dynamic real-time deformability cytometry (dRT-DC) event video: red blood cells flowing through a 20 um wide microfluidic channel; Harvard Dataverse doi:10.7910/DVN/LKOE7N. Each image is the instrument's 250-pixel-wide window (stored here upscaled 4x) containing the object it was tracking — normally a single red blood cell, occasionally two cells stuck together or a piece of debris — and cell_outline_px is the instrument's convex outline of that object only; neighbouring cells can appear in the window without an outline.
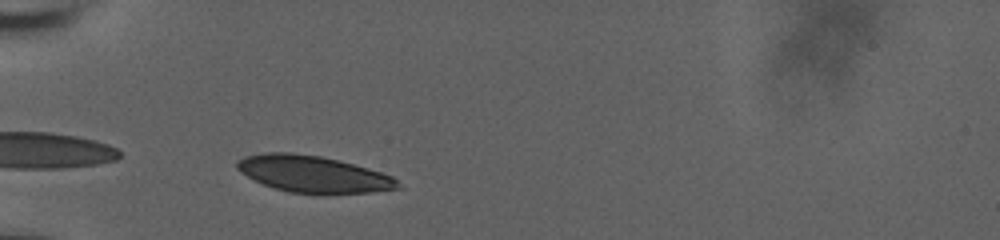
{"species": "human", "species_latin": "Homo sapiens", "temperature_condition": "room temperature", "stored_images_in_passage": 21, "camera_frame_rate_fps": 3000, "um_per_image_px": 0.085, "donor": {"sex": "male"}, "frame": {"image": 1, "passage_image": 1, "time_ms": 0.0, "image_size_px": [1000, 240], "cell_outline_px": [[404, 188], [368, 192], [324, 196], [288, 192], [272, 188], [240, 172], [236, 168], [236, 160], [244, 156], [264, 152], [292, 152], [320, 156], [352, 164], [380, 172], [392, 176]], "centroid_in_image_um": [26.6, 14.83], "position_along_channel_um": 58.4, "area_um2": 34.91}}
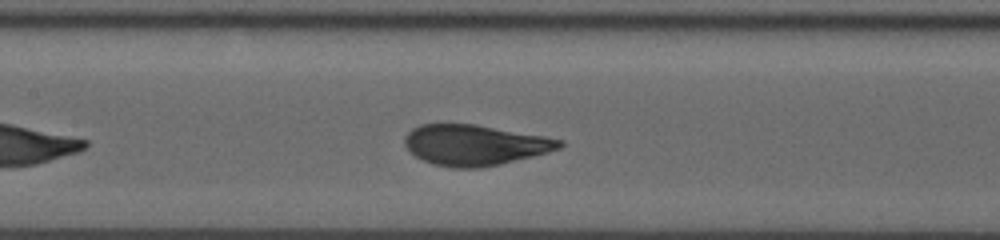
{"frame": {"image": 2, "passage_image": 11, "time_ms": 3.333, "image_size_px": [1000, 240], "cell_outline_px": [[564, 144], [560, 148], [548, 152], [500, 164], [480, 168], [452, 168], [432, 164], [416, 156], [404, 144], [404, 136], [412, 128], [420, 124], [476, 124], [544, 136], [564, 140]], "centroid_in_image_um": [40.35, 12.32], "position_along_channel_um": 167.1, "area_um2": 36.59}}
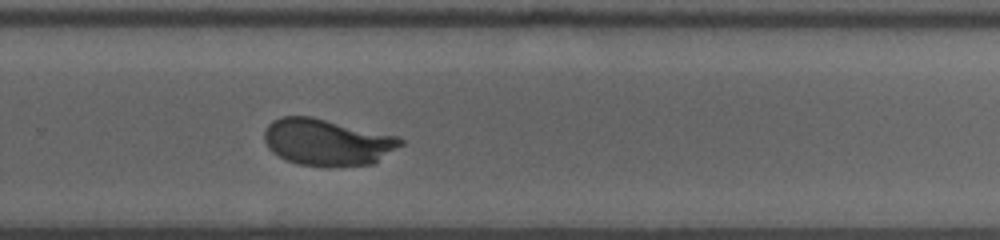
{"frame": {"image": 3, "passage_image": 21, "time_ms": 6.667, "image_size_px": [1000, 240], "cell_outline_px": [[404, 144], [372, 164], [332, 168], [328, 168], [296, 164], [272, 152], [268, 148], [264, 140], [264, 132], [268, 124], [272, 120], [280, 116], [312, 116], [400, 136], [404, 140]], "centroid_in_image_um": [27.82, 12.09], "position_along_channel_um": 302.0, "area_um2": 37.74}}